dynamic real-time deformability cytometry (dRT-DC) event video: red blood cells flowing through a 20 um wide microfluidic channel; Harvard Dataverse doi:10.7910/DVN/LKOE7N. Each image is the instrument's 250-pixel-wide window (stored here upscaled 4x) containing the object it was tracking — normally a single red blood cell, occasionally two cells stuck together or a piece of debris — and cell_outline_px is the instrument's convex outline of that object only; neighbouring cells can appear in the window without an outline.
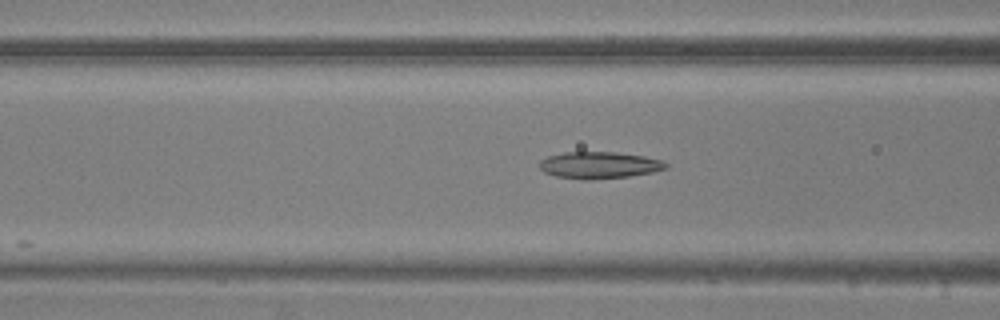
{"species": "common noctule bat (a hibernating species)", "species_latin": "Nyctalus noctula", "temperature_condition": "warm", "stored_images_in_passage": 45, "camera_frame_rate_fps": 3000, "um_per_image_px": 0.085, "animal": {"sex": "male", "body_mass_g": 20.5, "forearm_length_mm": 52.5}, "frame": {"image": 1, "passage_image": 10, "time_ms": 3.0, "image_size_px": [1000, 320], "cell_outline_px": [[668, 168], [652, 172], [628, 176], [592, 180], [584, 180], [556, 176], [544, 172], [540, 168], [540, 160], [548, 156], [564, 152], [616, 152], [644, 156], [660, 160], [668, 164]], "centroid_in_image_um": [50.92, 14.04], "position_along_channel_um": 115.7, "area_um2": 19.71}}
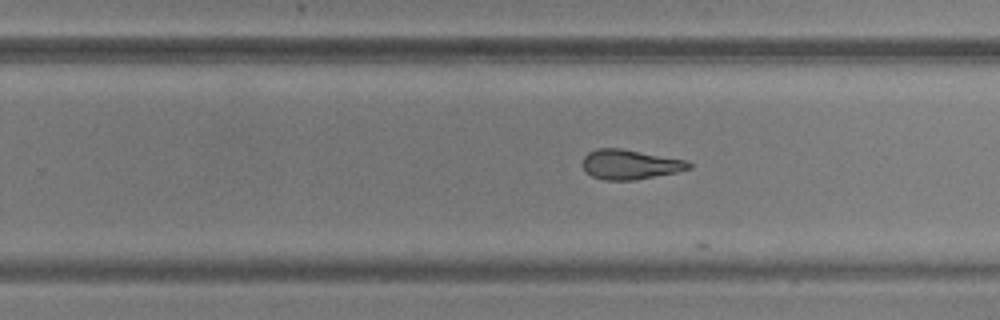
{"frame": {"image": 2, "passage_image": 23, "time_ms": 7.333, "image_size_px": [1000, 320], "cell_outline_px": [[692, 168], [676, 172], [632, 180], [604, 180], [592, 176], [584, 168], [584, 156], [588, 152], [596, 148], [620, 148], [688, 160], [692, 164]], "centroid_in_image_um": [53.58, 13.97], "position_along_channel_um": 276.2, "area_um2": 18.26}}
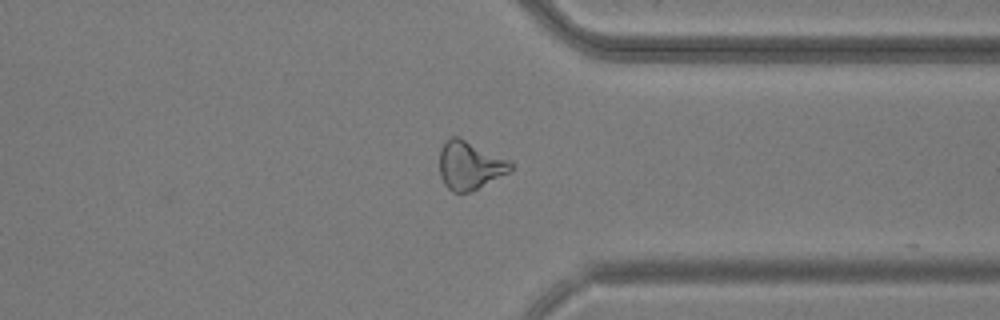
{"frame": {"image": 3, "passage_image": 31, "time_ms": 10.0, "image_size_px": [1000, 320], "cell_outline_px": [[512, 168], [508, 172], [472, 192], [452, 192], [444, 184], [440, 176], [440, 148], [452, 136], [456, 136], [508, 160], [512, 164]], "centroid_in_image_um": [39.89, 14.09], "position_along_channel_um": 371.5, "area_um2": 19.54}}